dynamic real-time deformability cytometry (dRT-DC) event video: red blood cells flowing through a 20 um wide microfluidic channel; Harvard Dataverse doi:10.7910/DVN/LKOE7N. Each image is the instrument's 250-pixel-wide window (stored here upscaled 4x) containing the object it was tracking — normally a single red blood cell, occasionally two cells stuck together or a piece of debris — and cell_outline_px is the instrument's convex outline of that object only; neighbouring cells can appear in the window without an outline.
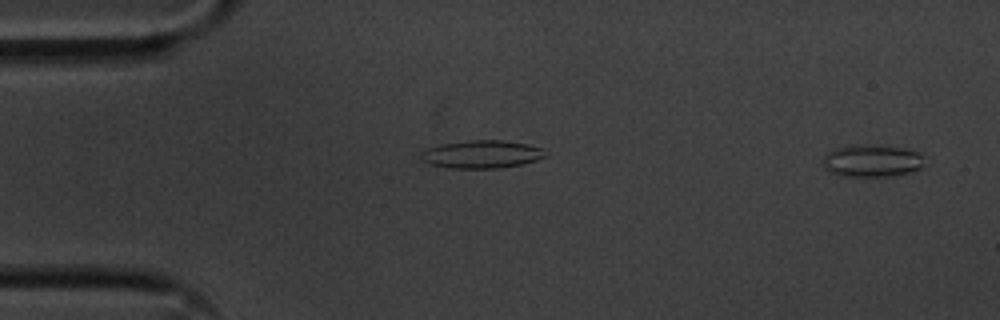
{"species": "common noctule bat (a hibernating species)", "species_latin": "Nyctalus noctula", "temperature_condition": "cold", "stored_images_in_passage": 55, "camera_frame_rate_fps": 3000, "um_per_image_px": 0.085, "animal": {"sex": "male", "body_mass_g": 20.1, "forearm_length_mm": 53.5}, "frame": {"image": 1, "passage_image": 2, "time_ms": 0.333, "image_size_px": [1000, 320], "cell_outline_px": [[920, 168], [908, 172], [888, 176], [844, 176], [828, 172], [820, 164], [824, 156], [832, 148], [860, 144], [904, 148], [916, 152], [920, 156]], "centroid_in_image_um": [73.97, 13.67], "position_along_channel_um": 11.0, "area_um2": 18.84}}
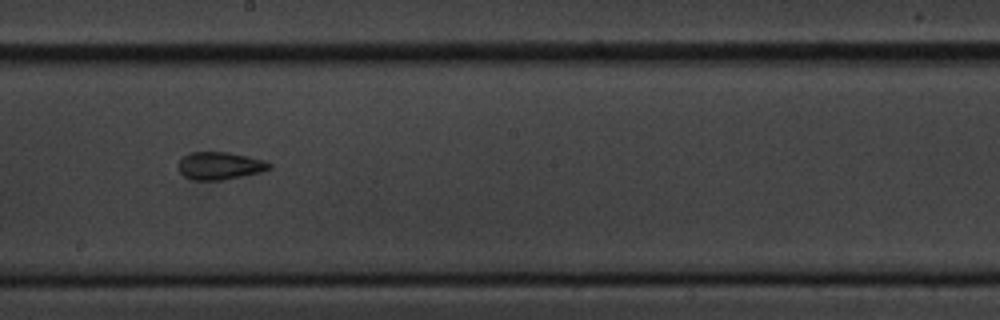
{"frame": {"image": 2, "passage_image": 30, "time_ms": 9.667, "image_size_px": [1000, 320], "cell_outline_px": [[272, 168], [260, 172], [224, 180], [192, 180], [184, 176], [180, 172], [176, 164], [184, 156], [192, 152], [228, 152], [248, 156], [264, 160], [272, 164]], "centroid_in_image_um": [18.68, 14.09], "position_along_channel_um": 229.5, "area_um2": 14.74}}
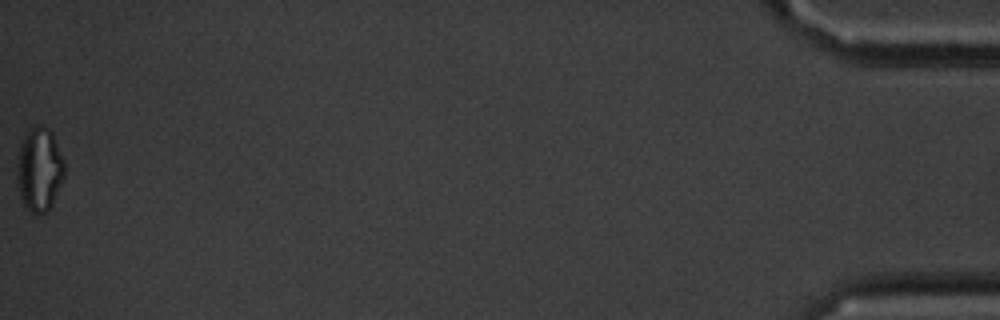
{"frame": {"image": 3, "passage_image": 55, "time_ms": 18.0, "image_size_px": [1000, 320], "cell_outline_px": [[64, 176], [52, 204], [48, 212], [40, 216], [36, 216], [24, 204], [20, 196], [16, 176], [16, 164], [20, 144], [24, 132], [32, 128], [48, 128], [52, 132], [64, 160]], "centroid_in_image_um": [3.33, 14.44], "position_along_channel_um": 431.9, "area_um2": 23.29}, "authors_computed_cell_mechanics": {"area_um2": 15.8372, "velocity_mm_per_s": 3.6091, "shape_relaxation_time_tau1_ms": null, "shape_relaxation_time_tau2_ms": 2.1809, "deformation_change_tau1": null, "deformation_change_tau2": 0.1008}}